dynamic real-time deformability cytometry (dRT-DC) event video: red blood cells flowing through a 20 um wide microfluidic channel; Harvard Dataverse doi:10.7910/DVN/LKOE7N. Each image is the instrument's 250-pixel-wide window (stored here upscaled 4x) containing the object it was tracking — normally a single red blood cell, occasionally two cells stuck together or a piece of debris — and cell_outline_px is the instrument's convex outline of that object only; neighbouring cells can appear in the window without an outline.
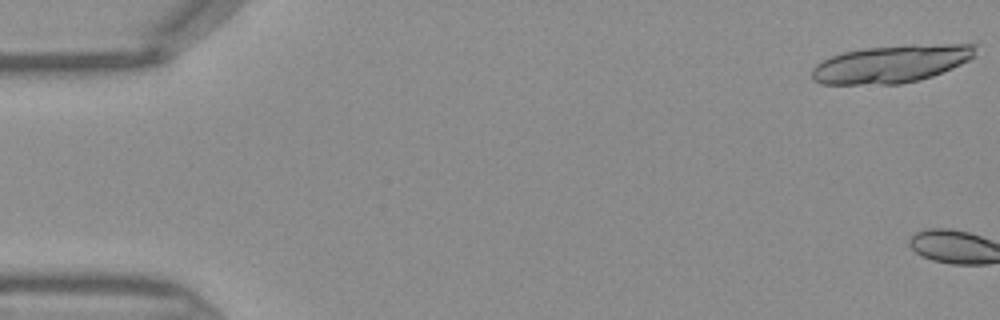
{"species": "Egyptian fruit bat (a non-hibernating species)", "species_latin": "Rousettus aegyptiacus", "temperature_condition": "warm", "stored_images_in_passage": 3, "camera_frame_rate_fps": 3000, "um_per_image_px": 0.085, "frame": {"image": 1, "passage_image": 1, "time_ms": 0.0, "image_size_px": [1000, 320], "cell_outline_px": [[976, 56], [952, 68], [932, 76], [920, 80], [900, 84], [820, 84], [812, 80], [812, 68], [816, 64], [832, 56], [844, 52], [864, 48], [908, 44], [976, 44]], "centroid_in_image_um": [75.77, 5.42], "position_along_channel_um": 9.2, "area_um2": 36.07}}